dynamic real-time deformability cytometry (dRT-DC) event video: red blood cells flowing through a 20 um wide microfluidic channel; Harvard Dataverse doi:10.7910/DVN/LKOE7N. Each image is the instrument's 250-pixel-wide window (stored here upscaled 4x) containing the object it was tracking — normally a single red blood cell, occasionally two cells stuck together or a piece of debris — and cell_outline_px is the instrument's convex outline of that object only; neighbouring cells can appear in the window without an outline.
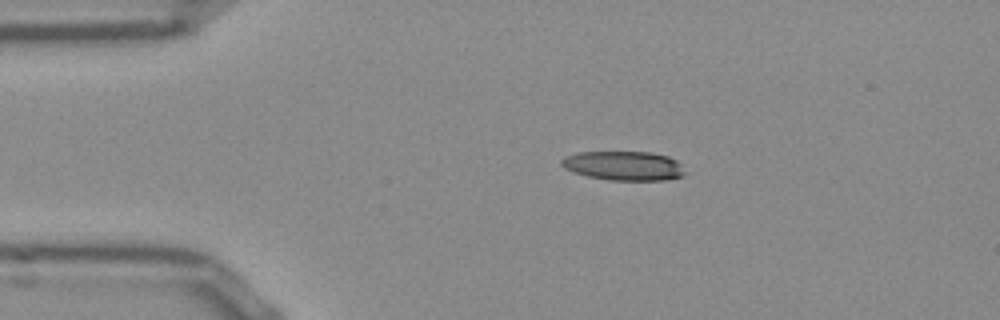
{"species": "Egyptian fruit bat (a non-hibernating species)", "species_latin": "Rousettus aegyptiacus", "temperature_condition": "room temperature", "stored_images_in_passage": 43, "camera_frame_rate_fps": 3000, "um_per_image_px": 0.085, "frame": {"image": 1, "passage_image": 1, "time_ms": 0.0, "image_size_px": [1000, 320], "cell_outline_px": [[684, 176], [664, 180], [612, 180], [588, 176], [564, 168], [560, 164], [560, 160], [564, 156], [576, 152], [652, 152], [668, 156], [676, 160], [680, 164], [684, 172]], "centroid_in_image_um": [53.0, 14.08], "position_along_channel_um": 32.0, "area_um2": 20.98}}
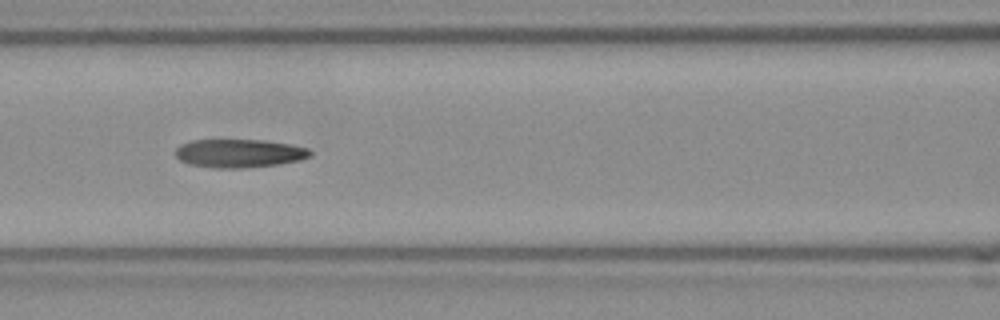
{"frame": {"image": 2, "passage_image": 13, "time_ms": 4.0, "image_size_px": [1000, 320], "cell_outline_px": [[312, 152], [308, 156], [300, 160], [276, 164], [240, 168], [212, 168], [188, 164], [180, 160], [176, 156], [176, 148], [180, 144], [188, 140], [264, 140], [288, 144], [308, 148]], "centroid_in_image_um": [20.27, 13.03], "position_along_channel_um": 146.3, "area_um2": 22.2}}
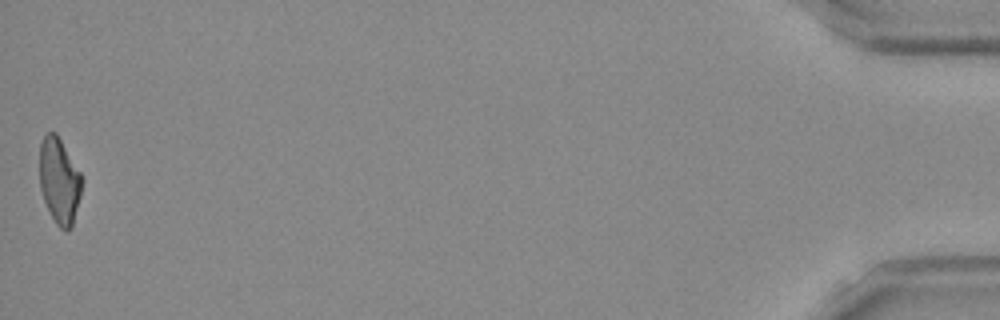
{"frame": {"image": 3, "passage_image": 43, "time_ms": 14.0, "image_size_px": [1000, 320], "cell_outline_px": [[84, 180], [72, 228], [68, 232], [60, 228], [56, 224], [44, 200], [40, 188], [40, 140], [48, 132], [56, 132], [80, 172]], "centroid_in_image_um": [5.06, 15.38], "position_along_channel_um": 430.1, "area_um2": 21.21}, "authors_computed_cell_mechanics": {"area_um2": 22.4264, "velocity_mm_per_s": 3.8642, "shape_relaxation_time_tau1_ms": null, "shape_relaxation_time_tau2_ms": 5.0514, "deformation_change_tau1": null, "deformation_change_tau2": 0.1647}}